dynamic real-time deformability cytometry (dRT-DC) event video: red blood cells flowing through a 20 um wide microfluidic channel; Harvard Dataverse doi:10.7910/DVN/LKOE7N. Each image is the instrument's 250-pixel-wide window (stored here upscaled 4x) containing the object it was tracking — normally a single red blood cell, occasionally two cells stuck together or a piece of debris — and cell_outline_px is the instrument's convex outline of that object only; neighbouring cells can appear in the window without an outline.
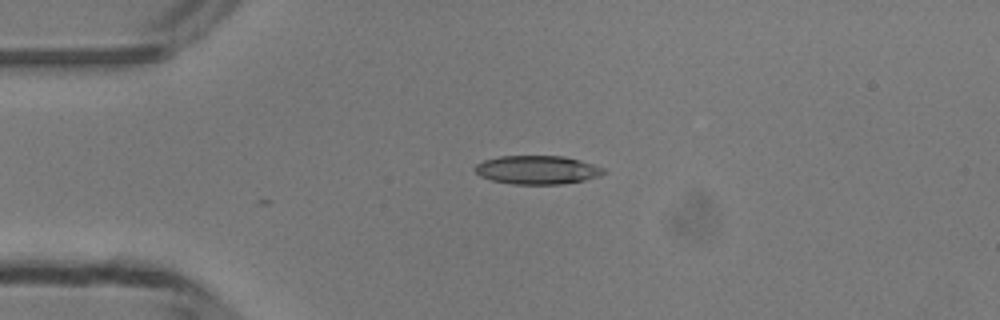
{"species": "common noctule bat (a hibernating species)", "species_latin": "Nyctalus noctula", "temperature_condition": "room temperature", "stored_images_in_passage": 24, "camera_frame_rate_fps": 3000, "um_per_image_px": 0.085, "animal": {"sex": "male", "body_mass_g": 13.3}, "frame": {"image": 1, "passage_image": 1, "time_ms": 0.0, "image_size_px": [1000, 320], "cell_outline_px": [[608, 172], [600, 176], [584, 180], [560, 184], [512, 184], [492, 180], [480, 176], [472, 168], [476, 164], [484, 160], [500, 156], [564, 156], [580, 160], [604, 168]], "centroid_in_image_um": [45.67, 14.44], "position_along_channel_um": 39.3, "area_um2": 21.5}}
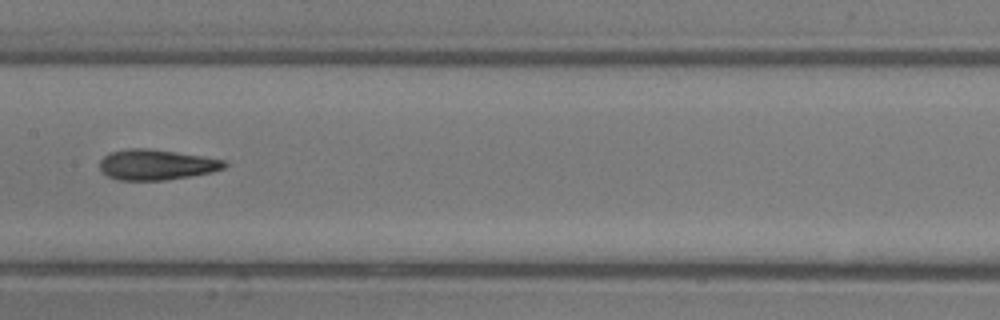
{"frame": {"image": 2, "passage_image": 14, "time_ms": 4.333, "image_size_px": [1000, 320], "cell_outline_px": [[228, 164], [224, 168], [212, 172], [192, 176], [164, 180], [116, 180], [108, 176], [100, 168], [100, 160], [108, 152], [128, 148], [148, 148], [176, 152], [228, 160]], "centroid_in_image_um": [13.31, 13.99], "position_along_channel_um": 194.1, "area_um2": 22.31}}
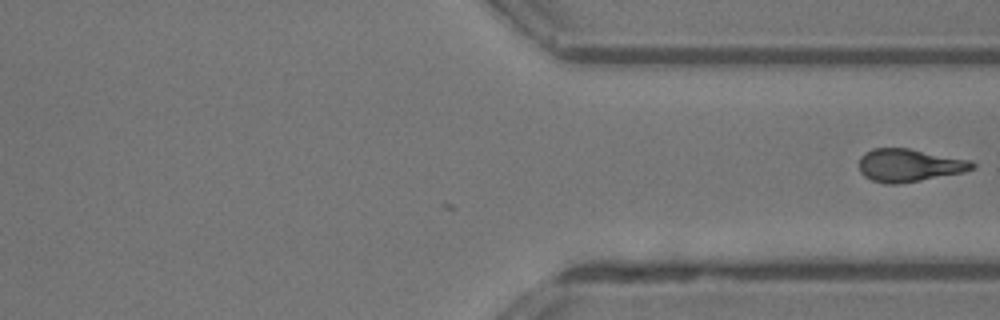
{"frame": {"image": 3, "passage_image": 24, "time_ms": 7.667, "image_size_px": [1000, 320], "cell_outline_px": [[976, 168], [964, 172], [920, 180], [896, 184], [884, 184], [872, 180], [864, 176], [860, 172], [860, 156], [864, 152], [872, 148], [908, 148], [972, 160], [976, 164]], "centroid_in_image_um": [77.3, 14.04], "position_along_channel_um": 334.1, "area_um2": 21.79}}